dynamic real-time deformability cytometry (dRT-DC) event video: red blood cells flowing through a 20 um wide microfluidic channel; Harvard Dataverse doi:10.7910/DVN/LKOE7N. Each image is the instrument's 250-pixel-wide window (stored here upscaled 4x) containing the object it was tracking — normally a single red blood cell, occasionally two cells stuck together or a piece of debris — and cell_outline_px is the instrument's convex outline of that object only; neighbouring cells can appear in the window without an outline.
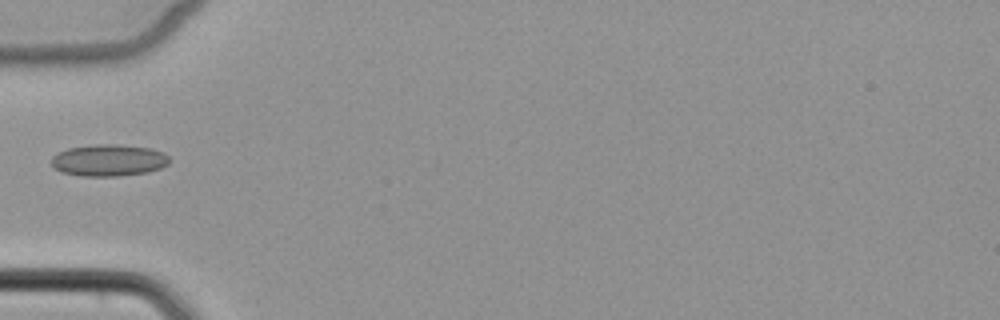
{"species": "common noctule bat (a hibernating species)", "species_latin": "Nyctalus noctula", "temperature_condition": "cold", "stored_images_in_passage": 4, "camera_frame_rate_fps": 3000, "um_per_image_px": 0.085, "animal": {"sex": "female", "body_mass_g": 22.7, "forearm_length_mm": 54.2}, "frame": {"image": 1, "passage_image": 3, "time_ms": 3.333, "image_size_px": [1000, 320], "cell_outline_px": [[172, 160], [168, 164], [160, 168], [148, 172], [120, 176], [80, 176], [60, 172], [52, 164], [52, 156], [68, 148], [96, 144], [116, 144], [148, 148], [164, 152]], "centroid_in_image_um": [9.26, 13.63], "position_along_channel_um": 75.7, "area_um2": 21.91}}
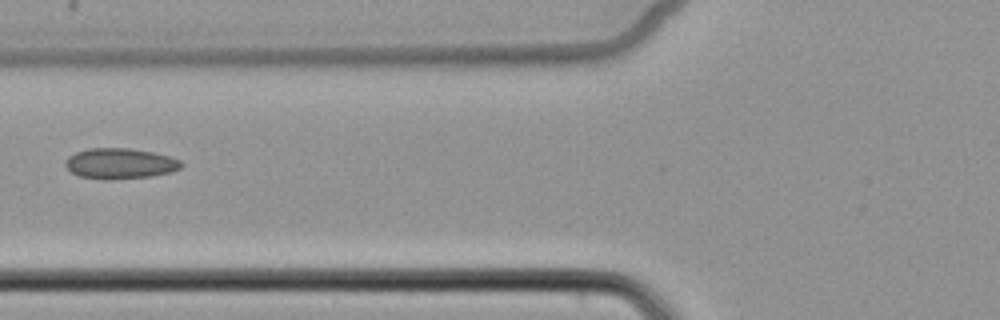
{"frame": {"image": 2, "passage_image": 4, "time_ms": 4.333, "image_size_px": [1000, 320], "cell_outline_px": [[184, 164], [180, 168], [168, 172], [152, 176], [108, 180], [80, 176], [72, 172], [64, 164], [64, 160], [68, 156], [76, 152], [88, 148], [128, 148], [152, 152], [168, 156], [180, 160]], "centroid_in_image_um": [10.17, 13.89], "position_along_channel_um": 115.6, "area_um2": 20.58}}